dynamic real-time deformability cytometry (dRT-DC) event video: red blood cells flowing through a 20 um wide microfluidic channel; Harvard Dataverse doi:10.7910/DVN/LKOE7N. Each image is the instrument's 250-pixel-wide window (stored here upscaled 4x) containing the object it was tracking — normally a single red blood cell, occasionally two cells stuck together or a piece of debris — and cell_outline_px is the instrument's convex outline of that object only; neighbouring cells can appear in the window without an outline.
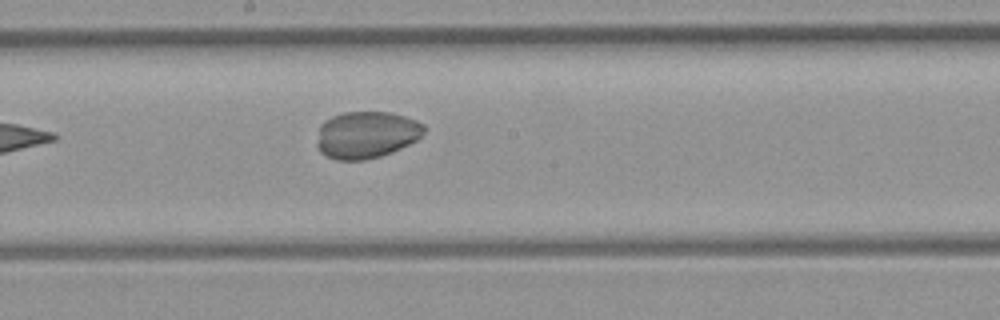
{"species": "common noctule bat (a hibernating species)", "species_latin": "Nyctalus noctula", "temperature_condition": "room temperature", "stored_images_in_passage": 10, "camera_frame_rate_fps": 3000, "um_per_image_px": 0.085, "animal": {"sex": "female", "body_mass_g": 21.9}, "frame": {"image": 1, "passage_image": 10, "time_ms": 11.333, "image_size_px": [1000, 320], "cell_outline_px": [[424, 132], [416, 140], [392, 152], [380, 156], [364, 160], [336, 160], [320, 152], [316, 144], [320, 124], [324, 120], [332, 116], [344, 112], [388, 112], [404, 116], [416, 120], [424, 124]], "centroid_in_image_um": [31.11, 11.45], "position_along_channel_um": 217.1, "area_um2": 29.3}}